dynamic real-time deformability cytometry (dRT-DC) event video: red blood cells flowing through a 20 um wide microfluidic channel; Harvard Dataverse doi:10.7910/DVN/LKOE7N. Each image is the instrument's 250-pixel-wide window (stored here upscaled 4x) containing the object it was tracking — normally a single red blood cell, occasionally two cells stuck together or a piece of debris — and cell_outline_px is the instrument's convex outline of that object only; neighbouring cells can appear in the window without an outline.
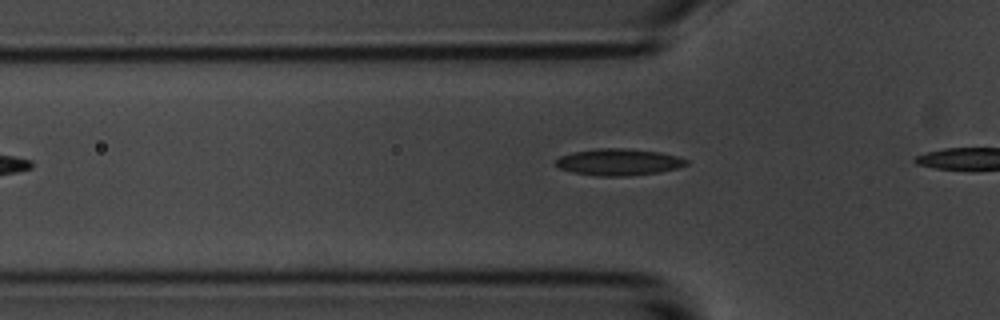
{"species": "common noctule bat (a hibernating species)", "species_latin": "Nyctalus noctula", "temperature_condition": "room temperature", "stored_images_in_passage": 11, "camera_frame_rate_fps": 3000, "um_per_image_px": 0.085, "animal": {"sex": "male", "body_mass_g": 20.1, "forearm_length_mm": 53.5}, "frame": {"image": 1, "passage_image": 5, "time_ms": 1.333, "image_size_px": [1000, 320], "cell_outline_px": [[688, 164], [676, 168], [660, 172], [628, 176], [596, 176], [576, 172], [560, 168], [556, 164], [556, 160], [560, 156], [572, 152], [596, 148], [628, 148], [660, 152], [676, 156], [688, 160]], "centroid_in_image_um": [52.6, 13.77], "position_along_channel_um": 73.2, "area_um2": 20.23}}
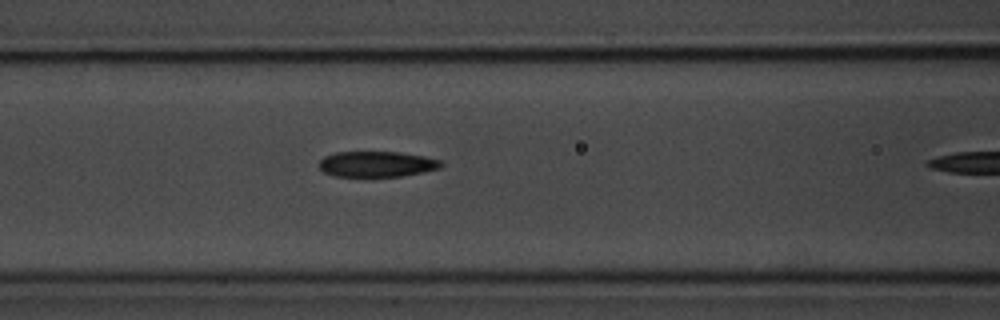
{"frame": {"image": 2, "passage_image": 10, "time_ms": 3.0, "image_size_px": [1000, 320], "cell_outline_px": [[444, 164], [440, 168], [424, 172], [400, 176], [332, 176], [324, 172], [320, 168], [320, 160], [324, 156], [336, 152], [400, 152], [424, 156], [440, 160]], "centroid_in_image_um": [32.04, 13.94], "position_along_channel_um": 134.6, "area_um2": 18.21}}